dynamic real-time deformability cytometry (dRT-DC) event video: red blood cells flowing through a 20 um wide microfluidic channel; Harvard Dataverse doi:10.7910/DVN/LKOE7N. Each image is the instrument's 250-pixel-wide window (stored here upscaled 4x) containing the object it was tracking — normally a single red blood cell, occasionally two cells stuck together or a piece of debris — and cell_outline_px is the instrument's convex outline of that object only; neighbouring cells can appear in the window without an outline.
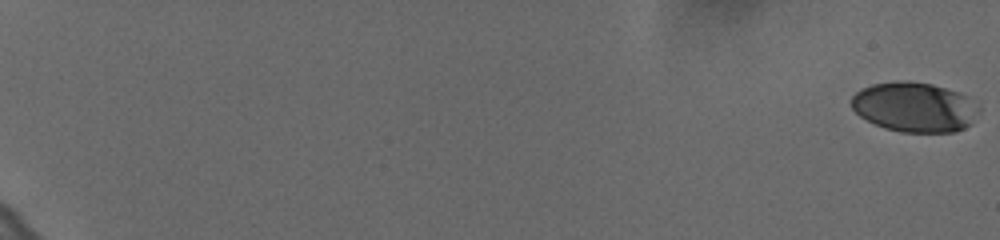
{"species": "human", "species_latin": "Homo sapiens", "temperature_condition": "cold", "stored_images_in_passage": 16, "camera_frame_rate_fps": 3000, "um_per_image_px": 0.085, "donor": {"sex": "female"}, "frame": {"image": 1, "passage_image": 1, "time_ms": 0.0, "image_size_px": [1000, 240], "cell_outline_px": [[972, 124], [956, 132], [900, 132], [884, 128], [860, 116], [852, 108], [852, 96], [856, 92], [872, 84], [896, 80], [908, 80], [932, 84], [960, 92], [968, 96], [972, 120]], "centroid_in_image_um": [77.63, 9.09], "position_along_channel_um": 7.4, "area_um2": 36.24}}